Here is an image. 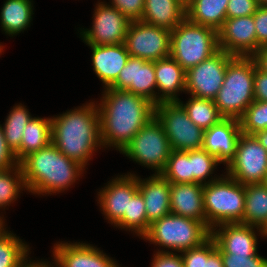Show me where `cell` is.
<instances>
[{
	"label": "cell",
	"instance_id": "8d00e7d4",
	"mask_svg": "<svg viewBox=\"0 0 267 267\" xmlns=\"http://www.w3.org/2000/svg\"><path fill=\"white\" fill-rule=\"evenodd\" d=\"M216 248L215 240L210 237L200 246L180 252L184 267H205V261Z\"/></svg>",
	"mask_w": 267,
	"mask_h": 267
},
{
	"label": "cell",
	"instance_id": "816d5d0a",
	"mask_svg": "<svg viewBox=\"0 0 267 267\" xmlns=\"http://www.w3.org/2000/svg\"><path fill=\"white\" fill-rule=\"evenodd\" d=\"M4 217H3V215H2V217L0 216V224H5V219H3Z\"/></svg>",
	"mask_w": 267,
	"mask_h": 267
},
{
	"label": "cell",
	"instance_id": "d6a6232c",
	"mask_svg": "<svg viewBox=\"0 0 267 267\" xmlns=\"http://www.w3.org/2000/svg\"><path fill=\"white\" fill-rule=\"evenodd\" d=\"M114 227L132 231L139 237L147 232L146 208L144 198L139 191L129 200L128 213H125Z\"/></svg>",
	"mask_w": 267,
	"mask_h": 267
},
{
	"label": "cell",
	"instance_id": "5b68a950",
	"mask_svg": "<svg viewBox=\"0 0 267 267\" xmlns=\"http://www.w3.org/2000/svg\"><path fill=\"white\" fill-rule=\"evenodd\" d=\"M222 176L203 187L206 226L210 230L223 223L243 224L245 185L227 174Z\"/></svg>",
	"mask_w": 267,
	"mask_h": 267
},
{
	"label": "cell",
	"instance_id": "ab89813d",
	"mask_svg": "<svg viewBox=\"0 0 267 267\" xmlns=\"http://www.w3.org/2000/svg\"><path fill=\"white\" fill-rule=\"evenodd\" d=\"M226 10L227 18L251 16L256 12L258 4L256 0H228Z\"/></svg>",
	"mask_w": 267,
	"mask_h": 267
},
{
	"label": "cell",
	"instance_id": "1f68e13d",
	"mask_svg": "<svg viewBox=\"0 0 267 267\" xmlns=\"http://www.w3.org/2000/svg\"><path fill=\"white\" fill-rule=\"evenodd\" d=\"M26 189L20 164L0 170V209L13 204Z\"/></svg>",
	"mask_w": 267,
	"mask_h": 267
},
{
	"label": "cell",
	"instance_id": "4dcf8cb0",
	"mask_svg": "<svg viewBox=\"0 0 267 267\" xmlns=\"http://www.w3.org/2000/svg\"><path fill=\"white\" fill-rule=\"evenodd\" d=\"M186 110L189 119L202 130H208L224 117L219 113L214 100L190 96L188 101H178Z\"/></svg>",
	"mask_w": 267,
	"mask_h": 267
},
{
	"label": "cell",
	"instance_id": "d590c367",
	"mask_svg": "<svg viewBox=\"0 0 267 267\" xmlns=\"http://www.w3.org/2000/svg\"><path fill=\"white\" fill-rule=\"evenodd\" d=\"M239 123L244 134L254 135L267 130V102L254 100L239 118Z\"/></svg>",
	"mask_w": 267,
	"mask_h": 267
},
{
	"label": "cell",
	"instance_id": "681fc988",
	"mask_svg": "<svg viewBox=\"0 0 267 267\" xmlns=\"http://www.w3.org/2000/svg\"><path fill=\"white\" fill-rule=\"evenodd\" d=\"M258 6H267V0H256Z\"/></svg>",
	"mask_w": 267,
	"mask_h": 267
},
{
	"label": "cell",
	"instance_id": "60d3db41",
	"mask_svg": "<svg viewBox=\"0 0 267 267\" xmlns=\"http://www.w3.org/2000/svg\"><path fill=\"white\" fill-rule=\"evenodd\" d=\"M253 17L258 51L261 47L267 45V6H258Z\"/></svg>",
	"mask_w": 267,
	"mask_h": 267
},
{
	"label": "cell",
	"instance_id": "f35d334b",
	"mask_svg": "<svg viewBox=\"0 0 267 267\" xmlns=\"http://www.w3.org/2000/svg\"><path fill=\"white\" fill-rule=\"evenodd\" d=\"M145 0H111L110 5L118 9L130 21L141 20Z\"/></svg>",
	"mask_w": 267,
	"mask_h": 267
},
{
	"label": "cell",
	"instance_id": "277c9868",
	"mask_svg": "<svg viewBox=\"0 0 267 267\" xmlns=\"http://www.w3.org/2000/svg\"><path fill=\"white\" fill-rule=\"evenodd\" d=\"M254 59L235 56L227 65L225 79L214 103L224 118L239 119L254 101Z\"/></svg>",
	"mask_w": 267,
	"mask_h": 267
},
{
	"label": "cell",
	"instance_id": "ee69618b",
	"mask_svg": "<svg viewBox=\"0 0 267 267\" xmlns=\"http://www.w3.org/2000/svg\"><path fill=\"white\" fill-rule=\"evenodd\" d=\"M18 164L19 162L16 160L15 155L6 144L2 125L0 124V170L8 169Z\"/></svg>",
	"mask_w": 267,
	"mask_h": 267
},
{
	"label": "cell",
	"instance_id": "8992f818",
	"mask_svg": "<svg viewBox=\"0 0 267 267\" xmlns=\"http://www.w3.org/2000/svg\"><path fill=\"white\" fill-rule=\"evenodd\" d=\"M210 237L211 230L204 223L170 213L153 222L141 238L167 248L165 252L180 253L200 246Z\"/></svg>",
	"mask_w": 267,
	"mask_h": 267
},
{
	"label": "cell",
	"instance_id": "4fadbf2b",
	"mask_svg": "<svg viewBox=\"0 0 267 267\" xmlns=\"http://www.w3.org/2000/svg\"><path fill=\"white\" fill-rule=\"evenodd\" d=\"M94 9L92 27L80 28L81 40L93 45L124 43L131 21L109 3L98 2Z\"/></svg>",
	"mask_w": 267,
	"mask_h": 267
},
{
	"label": "cell",
	"instance_id": "7c38bea8",
	"mask_svg": "<svg viewBox=\"0 0 267 267\" xmlns=\"http://www.w3.org/2000/svg\"><path fill=\"white\" fill-rule=\"evenodd\" d=\"M234 57L219 49L210 58L190 68L186 71L185 92L214 100L224 82L226 67Z\"/></svg>",
	"mask_w": 267,
	"mask_h": 267
},
{
	"label": "cell",
	"instance_id": "603a6c76",
	"mask_svg": "<svg viewBox=\"0 0 267 267\" xmlns=\"http://www.w3.org/2000/svg\"><path fill=\"white\" fill-rule=\"evenodd\" d=\"M157 83V105L179 101V92H185L186 71L171 57L154 61Z\"/></svg>",
	"mask_w": 267,
	"mask_h": 267
},
{
	"label": "cell",
	"instance_id": "836d02e7",
	"mask_svg": "<svg viewBox=\"0 0 267 267\" xmlns=\"http://www.w3.org/2000/svg\"><path fill=\"white\" fill-rule=\"evenodd\" d=\"M218 164L222 163L203 148L191 150V183H201L204 185L219 179L221 176H212ZM210 175L211 178L209 179Z\"/></svg>",
	"mask_w": 267,
	"mask_h": 267
},
{
	"label": "cell",
	"instance_id": "11a10c76",
	"mask_svg": "<svg viewBox=\"0 0 267 267\" xmlns=\"http://www.w3.org/2000/svg\"><path fill=\"white\" fill-rule=\"evenodd\" d=\"M264 237H267V228L264 230Z\"/></svg>",
	"mask_w": 267,
	"mask_h": 267
},
{
	"label": "cell",
	"instance_id": "484cf974",
	"mask_svg": "<svg viewBox=\"0 0 267 267\" xmlns=\"http://www.w3.org/2000/svg\"><path fill=\"white\" fill-rule=\"evenodd\" d=\"M33 0H6L0 12L2 31L15 36L30 27L32 21Z\"/></svg>",
	"mask_w": 267,
	"mask_h": 267
},
{
	"label": "cell",
	"instance_id": "ac0fdd59",
	"mask_svg": "<svg viewBox=\"0 0 267 267\" xmlns=\"http://www.w3.org/2000/svg\"><path fill=\"white\" fill-rule=\"evenodd\" d=\"M56 267H120L100 248L83 242H57L53 247Z\"/></svg>",
	"mask_w": 267,
	"mask_h": 267
},
{
	"label": "cell",
	"instance_id": "74e56055",
	"mask_svg": "<svg viewBox=\"0 0 267 267\" xmlns=\"http://www.w3.org/2000/svg\"><path fill=\"white\" fill-rule=\"evenodd\" d=\"M224 267H267V258L256 255L221 254Z\"/></svg>",
	"mask_w": 267,
	"mask_h": 267
},
{
	"label": "cell",
	"instance_id": "d6986e66",
	"mask_svg": "<svg viewBox=\"0 0 267 267\" xmlns=\"http://www.w3.org/2000/svg\"><path fill=\"white\" fill-rule=\"evenodd\" d=\"M241 133L239 119L223 118L205 130L202 148L227 166L235 156Z\"/></svg>",
	"mask_w": 267,
	"mask_h": 267
},
{
	"label": "cell",
	"instance_id": "44dd1931",
	"mask_svg": "<svg viewBox=\"0 0 267 267\" xmlns=\"http://www.w3.org/2000/svg\"><path fill=\"white\" fill-rule=\"evenodd\" d=\"M92 50V66L97 77L109 88L117 79L130 55L124 43L117 45L87 44Z\"/></svg>",
	"mask_w": 267,
	"mask_h": 267
},
{
	"label": "cell",
	"instance_id": "7402d4cb",
	"mask_svg": "<svg viewBox=\"0 0 267 267\" xmlns=\"http://www.w3.org/2000/svg\"><path fill=\"white\" fill-rule=\"evenodd\" d=\"M201 183H171V214L198 220L206 225Z\"/></svg>",
	"mask_w": 267,
	"mask_h": 267
},
{
	"label": "cell",
	"instance_id": "8fae6325",
	"mask_svg": "<svg viewBox=\"0 0 267 267\" xmlns=\"http://www.w3.org/2000/svg\"><path fill=\"white\" fill-rule=\"evenodd\" d=\"M170 41V30L138 20L130 22L124 44L131 57L157 61L170 56Z\"/></svg>",
	"mask_w": 267,
	"mask_h": 267
},
{
	"label": "cell",
	"instance_id": "2e32d148",
	"mask_svg": "<svg viewBox=\"0 0 267 267\" xmlns=\"http://www.w3.org/2000/svg\"><path fill=\"white\" fill-rule=\"evenodd\" d=\"M99 191L100 210L115 226L128 213L129 200L138 192L137 176L134 173L117 176Z\"/></svg>",
	"mask_w": 267,
	"mask_h": 267
},
{
	"label": "cell",
	"instance_id": "5bb4252c",
	"mask_svg": "<svg viewBox=\"0 0 267 267\" xmlns=\"http://www.w3.org/2000/svg\"><path fill=\"white\" fill-rule=\"evenodd\" d=\"M218 48L233 56L252 57L257 52L254 17L226 18L217 31Z\"/></svg>",
	"mask_w": 267,
	"mask_h": 267
},
{
	"label": "cell",
	"instance_id": "e0dca14e",
	"mask_svg": "<svg viewBox=\"0 0 267 267\" xmlns=\"http://www.w3.org/2000/svg\"><path fill=\"white\" fill-rule=\"evenodd\" d=\"M218 228V229H217ZM264 236V230L242 223H223L211 230V237L215 240L221 254L256 255L258 237Z\"/></svg>",
	"mask_w": 267,
	"mask_h": 267
},
{
	"label": "cell",
	"instance_id": "b9f144b4",
	"mask_svg": "<svg viewBox=\"0 0 267 267\" xmlns=\"http://www.w3.org/2000/svg\"><path fill=\"white\" fill-rule=\"evenodd\" d=\"M153 255L150 267H184L181 255L176 252H165L163 249Z\"/></svg>",
	"mask_w": 267,
	"mask_h": 267
},
{
	"label": "cell",
	"instance_id": "f6af8a7d",
	"mask_svg": "<svg viewBox=\"0 0 267 267\" xmlns=\"http://www.w3.org/2000/svg\"><path fill=\"white\" fill-rule=\"evenodd\" d=\"M252 58L256 66L263 72L267 73V45L261 47Z\"/></svg>",
	"mask_w": 267,
	"mask_h": 267
},
{
	"label": "cell",
	"instance_id": "ffe728a7",
	"mask_svg": "<svg viewBox=\"0 0 267 267\" xmlns=\"http://www.w3.org/2000/svg\"><path fill=\"white\" fill-rule=\"evenodd\" d=\"M137 180L138 191L144 198L148 231L153 222L171 213V183L162 174H152L145 179L137 176Z\"/></svg>",
	"mask_w": 267,
	"mask_h": 267
},
{
	"label": "cell",
	"instance_id": "7bdbcfd3",
	"mask_svg": "<svg viewBox=\"0 0 267 267\" xmlns=\"http://www.w3.org/2000/svg\"><path fill=\"white\" fill-rule=\"evenodd\" d=\"M254 100L267 102V73L261 71L254 61Z\"/></svg>",
	"mask_w": 267,
	"mask_h": 267
},
{
	"label": "cell",
	"instance_id": "30bf717a",
	"mask_svg": "<svg viewBox=\"0 0 267 267\" xmlns=\"http://www.w3.org/2000/svg\"><path fill=\"white\" fill-rule=\"evenodd\" d=\"M225 173L243 185L263 183L267 174V150L255 135L240 134L235 156Z\"/></svg>",
	"mask_w": 267,
	"mask_h": 267
},
{
	"label": "cell",
	"instance_id": "7a4b0ae2",
	"mask_svg": "<svg viewBox=\"0 0 267 267\" xmlns=\"http://www.w3.org/2000/svg\"><path fill=\"white\" fill-rule=\"evenodd\" d=\"M51 135L52 143L60 152L86 168L95 151L103 148L95 101L53 116Z\"/></svg>",
	"mask_w": 267,
	"mask_h": 267
},
{
	"label": "cell",
	"instance_id": "f1b7e54d",
	"mask_svg": "<svg viewBox=\"0 0 267 267\" xmlns=\"http://www.w3.org/2000/svg\"><path fill=\"white\" fill-rule=\"evenodd\" d=\"M0 224V267H21L30 257V247Z\"/></svg>",
	"mask_w": 267,
	"mask_h": 267
},
{
	"label": "cell",
	"instance_id": "cb8c5ba5",
	"mask_svg": "<svg viewBox=\"0 0 267 267\" xmlns=\"http://www.w3.org/2000/svg\"><path fill=\"white\" fill-rule=\"evenodd\" d=\"M185 7L179 0H145L140 21L172 31L186 18Z\"/></svg>",
	"mask_w": 267,
	"mask_h": 267
},
{
	"label": "cell",
	"instance_id": "52a82bcc",
	"mask_svg": "<svg viewBox=\"0 0 267 267\" xmlns=\"http://www.w3.org/2000/svg\"><path fill=\"white\" fill-rule=\"evenodd\" d=\"M219 50L217 31L185 18L171 31L170 56L185 70Z\"/></svg>",
	"mask_w": 267,
	"mask_h": 267
},
{
	"label": "cell",
	"instance_id": "e575fe53",
	"mask_svg": "<svg viewBox=\"0 0 267 267\" xmlns=\"http://www.w3.org/2000/svg\"><path fill=\"white\" fill-rule=\"evenodd\" d=\"M161 174L170 183H191V151L172 150Z\"/></svg>",
	"mask_w": 267,
	"mask_h": 267
},
{
	"label": "cell",
	"instance_id": "3957f363",
	"mask_svg": "<svg viewBox=\"0 0 267 267\" xmlns=\"http://www.w3.org/2000/svg\"><path fill=\"white\" fill-rule=\"evenodd\" d=\"M26 190L33 195H52L68 190L85 168L60 152L51 142L19 162Z\"/></svg>",
	"mask_w": 267,
	"mask_h": 267
},
{
	"label": "cell",
	"instance_id": "d4e9b609",
	"mask_svg": "<svg viewBox=\"0 0 267 267\" xmlns=\"http://www.w3.org/2000/svg\"><path fill=\"white\" fill-rule=\"evenodd\" d=\"M228 0H190L186 5V18L196 24L218 31L226 20Z\"/></svg>",
	"mask_w": 267,
	"mask_h": 267
},
{
	"label": "cell",
	"instance_id": "83f0119b",
	"mask_svg": "<svg viewBox=\"0 0 267 267\" xmlns=\"http://www.w3.org/2000/svg\"><path fill=\"white\" fill-rule=\"evenodd\" d=\"M51 118L32 117L23 130L20 144V161L52 142Z\"/></svg>",
	"mask_w": 267,
	"mask_h": 267
},
{
	"label": "cell",
	"instance_id": "9c48e42d",
	"mask_svg": "<svg viewBox=\"0 0 267 267\" xmlns=\"http://www.w3.org/2000/svg\"><path fill=\"white\" fill-rule=\"evenodd\" d=\"M155 117L162 124L172 150L191 151L203 147L205 131L196 126L178 102H161Z\"/></svg>",
	"mask_w": 267,
	"mask_h": 267
},
{
	"label": "cell",
	"instance_id": "4316f807",
	"mask_svg": "<svg viewBox=\"0 0 267 267\" xmlns=\"http://www.w3.org/2000/svg\"><path fill=\"white\" fill-rule=\"evenodd\" d=\"M243 224L267 228V187L263 183L245 185Z\"/></svg>",
	"mask_w": 267,
	"mask_h": 267
},
{
	"label": "cell",
	"instance_id": "f907efd6",
	"mask_svg": "<svg viewBox=\"0 0 267 267\" xmlns=\"http://www.w3.org/2000/svg\"><path fill=\"white\" fill-rule=\"evenodd\" d=\"M181 3H183L185 6L190 2V0H179Z\"/></svg>",
	"mask_w": 267,
	"mask_h": 267
},
{
	"label": "cell",
	"instance_id": "db71d44e",
	"mask_svg": "<svg viewBox=\"0 0 267 267\" xmlns=\"http://www.w3.org/2000/svg\"><path fill=\"white\" fill-rule=\"evenodd\" d=\"M3 49H4V46L2 44H0V55L2 54Z\"/></svg>",
	"mask_w": 267,
	"mask_h": 267
},
{
	"label": "cell",
	"instance_id": "f546056e",
	"mask_svg": "<svg viewBox=\"0 0 267 267\" xmlns=\"http://www.w3.org/2000/svg\"><path fill=\"white\" fill-rule=\"evenodd\" d=\"M31 118L32 116L26 106L19 103L11 109L2 126L6 144L18 162H20V144L23 130Z\"/></svg>",
	"mask_w": 267,
	"mask_h": 267
},
{
	"label": "cell",
	"instance_id": "f5cc1de1",
	"mask_svg": "<svg viewBox=\"0 0 267 267\" xmlns=\"http://www.w3.org/2000/svg\"><path fill=\"white\" fill-rule=\"evenodd\" d=\"M263 184L267 187V174H266V176H265V179H264V181H263Z\"/></svg>",
	"mask_w": 267,
	"mask_h": 267
},
{
	"label": "cell",
	"instance_id": "ba28073f",
	"mask_svg": "<svg viewBox=\"0 0 267 267\" xmlns=\"http://www.w3.org/2000/svg\"><path fill=\"white\" fill-rule=\"evenodd\" d=\"M171 146L162 124L153 117L120 152L136 163L161 174L171 154Z\"/></svg>",
	"mask_w": 267,
	"mask_h": 267
},
{
	"label": "cell",
	"instance_id": "7dc6e473",
	"mask_svg": "<svg viewBox=\"0 0 267 267\" xmlns=\"http://www.w3.org/2000/svg\"><path fill=\"white\" fill-rule=\"evenodd\" d=\"M54 262L52 263H49L47 261H40V260H37V261H31L30 259L27 260L21 267H56V265H53Z\"/></svg>",
	"mask_w": 267,
	"mask_h": 267
},
{
	"label": "cell",
	"instance_id": "bcb514c9",
	"mask_svg": "<svg viewBox=\"0 0 267 267\" xmlns=\"http://www.w3.org/2000/svg\"><path fill=\"white\" fill-rule=\"evenodd\" d=\"M205 267H224L221 252L216 248L205 261Z\"/></svg>",
	"mask_w": 267,
	"mask_h": 267
},
{
	"label": "cell",
	"instance_id": "c3c4849f",
	"mask_svg": "<svg viewBox=\"0 0 267 267\" xmlns=\"http://www.w3.org/2000/svg\"><path fill=\"white\" fill-rule=\"evenodd\" d=\"M256 138L259 140L261 145L267 150V130L265 131H259L256 134H254Z\"/></svg>",
	"mask_w": 267,
	"mask_h": 267
},
{
	"label": "cell",
	"instance_id": "9a60e30c",
	"mask_svg": "<svg viewBox=\"0 0 267 267\" xmlns=\"http://www.w3.org/2000/svg\"><path fill=\"white\" fill-rule=\"evenodd\" d=\"M109 88L134 93L148 99L156 106L157 83L154 61L130 56L116 81Z\"/></svg>",
	"mask_w": 267,
	"mask_h": 267
},
{
	"label": "cell",
	"instance_id": "6da1fadb",
	"mask_svg": "<svg viewBox=\"0 0 267 267\" xmlns=\"http://www.w3.org/2000/svg\"><path fill=\"white\" fill-rule=\"evenodd\" d=\"M96 103L100 116L103 148L122 151L134 135L155 117V105L148 99L125 90L105 88Z\"/></svg>",
	"mask_w": 267,
	"mask_h": 267
}]
</instances>
